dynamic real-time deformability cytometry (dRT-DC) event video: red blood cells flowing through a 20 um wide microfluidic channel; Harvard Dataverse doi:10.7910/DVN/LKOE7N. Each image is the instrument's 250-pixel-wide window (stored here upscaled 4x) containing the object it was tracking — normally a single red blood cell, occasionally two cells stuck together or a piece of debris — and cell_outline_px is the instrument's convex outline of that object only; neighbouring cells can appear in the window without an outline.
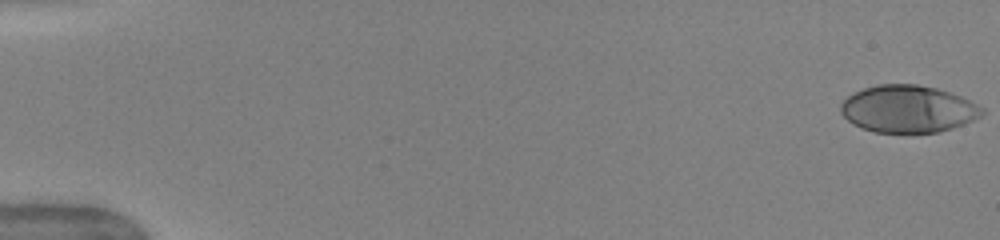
{"species": "human", "species_latin": "Homo sapiens", "temperature_condition": "warm", "stored_images_in_passage": 51, "camera_frame_rate_fps": 3000, "um_per_image_px": 0.085, "donor": {"sex": "female"}, "frame": {"image": 1, "passage_image": 1, "time_ms": 0.0, "image_size_px": [1000, 240], "cell_outline_px": [[984, 112], [980, 116], [972, 120], [952, 128], [936, 132], [876, 132], [852, 124], [840, 112], [840, 104], [848, 96], [864, 88], [876, 84], [916, 84], [936, 88], [960, 96], [984, 108]], "centroid_in_image_um": [77.16, 9.25], "position_along_channel_um": 7.8, "area_um2": 38.49}}
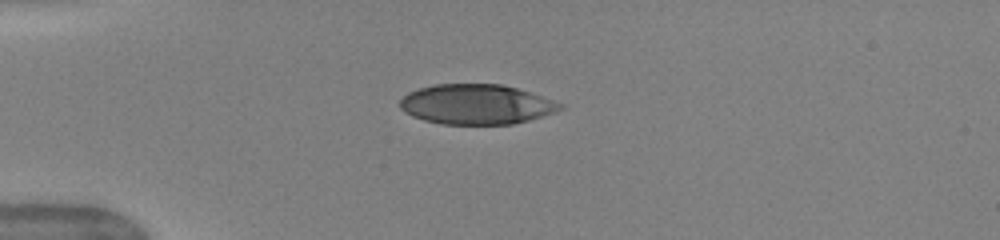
{"frame": {"image": 2, "passage_image": 14, "time_ms": 4.333, "image_size_px": [1000, 240], "cell_outline_px": [[564, 108], [556, 112], [528, 120], [512, 124], [440, 124], [424, 120], [412, 116], [404, 112], [400, 108], [400, 100], [408, 92], [432, 84], [500, 84], [516, 88], [564, 104]], "centroid_in_image_um": [40.46, 8.87], "position_along_channel_um": 44.5, "area_um2": 37.22}}
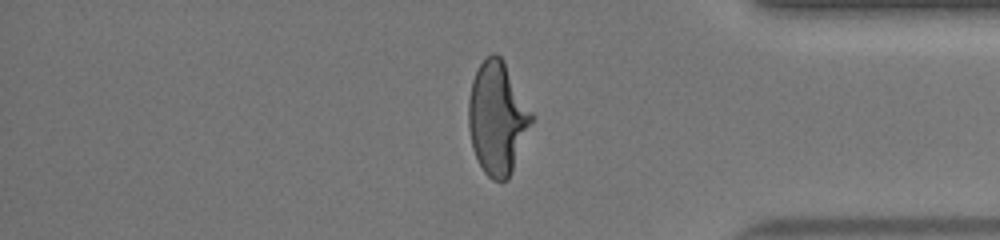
{"frame": {"image": 3, "passage_image": 43, "time_ms": 14.0, "image_size_px": [1000, 240], "cell_outline_px": [[536, 116], [512, 172], [508, 180], [492, 180], [484, 172], [472, 148], [468, 128], [468, 100], [472, 80], [480, 64], [492, 52], [496, 52], [504, 60]], "centroid_in_image_um": [42.31, 10.02], "position_along_channel_um": 392.9, "area_um2": 42.02}, "authors_computed_cell_mechanics": {"area_um2": 39.7664, "velocity_mm_per_s": 4.0552, "shape_relaxation_time_tau1_ms": 4.4831, "shape_relaxation_time_tau2_ms": null, "deformation_change_tau1": 0.2342, "deformation_change_tau2": null}}